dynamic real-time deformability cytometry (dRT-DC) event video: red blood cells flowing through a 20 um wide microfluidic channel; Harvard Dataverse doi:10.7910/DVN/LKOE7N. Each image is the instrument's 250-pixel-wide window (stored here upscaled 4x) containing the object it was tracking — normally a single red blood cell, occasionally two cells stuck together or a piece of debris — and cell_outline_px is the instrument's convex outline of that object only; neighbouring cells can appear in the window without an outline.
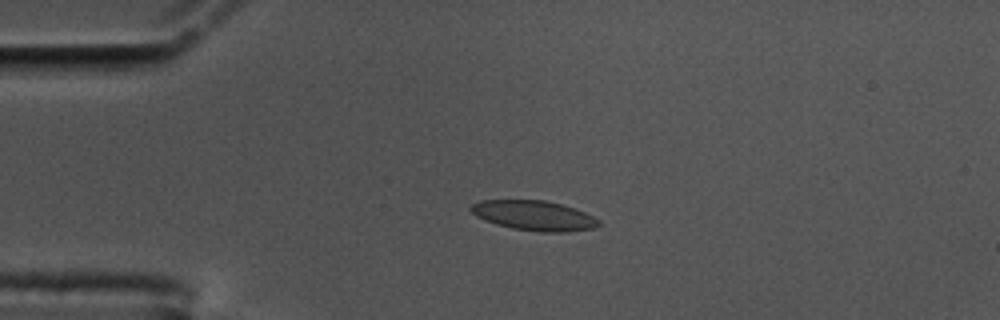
{"species": "common noctule bat (a hibernating species)", "species_latin": "Nyctalus noctula", "temperature_condition": "cold", "stored_images_in_passage": 46, "camera_frame_rate_fps": 3000, "um_per_image_px": 0.085, "animal": {"sex": "male", "body_mass_g": 17.5, "forearm_length_mm": 52.3}, "frame": {"image": 1, "passage_image": 1, "time_ms": 0.0, "image_size_px": [1000, 320], "cell_outline_px": [[600, 224], [596, 228], [568, 232], [540, 232], [512, 228], [496, 224], [484, 220], [476, 216], [468, 208], [472, 204], [480, 200], [544, 200], [560, 204], [584, 212], [600, 220]], "centroid_in_image_um": [45.38, 18.33], "position_along_channel_um": 39.6, "area_um2": 22.25}}
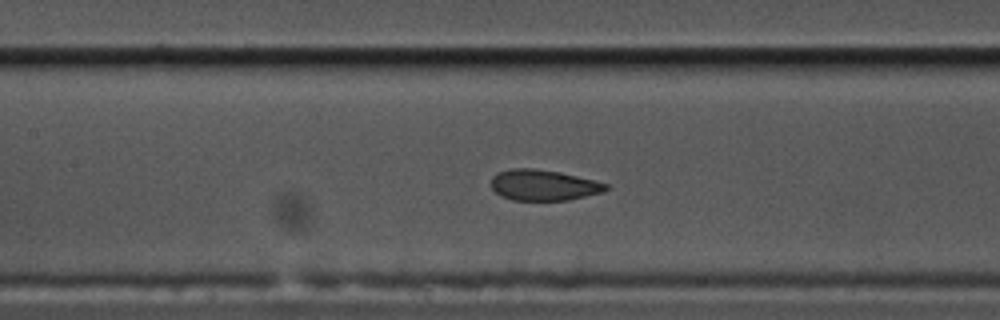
{"frame": {"image": 2, "passage_image": 14, "time_ms": 4.333, "image_size_px": [1000, 320], "cell_outline_px": [[608, 188], [604, 192], [568, 200], [512, 200], [500, 196], [492, 188], [492, 176], [496, 172], [512, 168], [532, 168], [560, 172], [596, 180], [608, 184]], "centroid_in_image_um": [46.2, 15.73], "position_along_channel_um": 161.2, "area_um2": 20.75}}
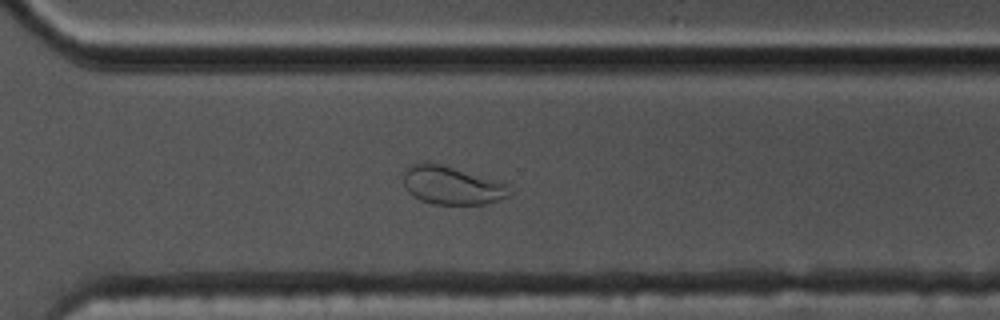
{"frame": {"image": 3, "passage_image": 29, "time_ms": 9.333, "image_size_px": [1000, 320], "cell_outline_px": [[516, 192], [512, 196], [484, 204], [432, 204], [420, 200], [412, 196], [408, 192], [404, 184], [404, 168], [412, 164], [440, 164], [508, 184]], "centroid_in_image_um": [38.45, 15.79], "position_along_channel_um": 332.1, "area_um2": 23.58}, "authors_computed_cell_mechanics": {"area_um2": 22.1374, "velocity_mm_per_s": 3.4261, "shape_relaxation_time_tau1_ms": 6.5988, "shape_relaxation_time_tau2_ms": null, "deformation_change_tau1": 0.1604, "deformation_change_tau2": null}}